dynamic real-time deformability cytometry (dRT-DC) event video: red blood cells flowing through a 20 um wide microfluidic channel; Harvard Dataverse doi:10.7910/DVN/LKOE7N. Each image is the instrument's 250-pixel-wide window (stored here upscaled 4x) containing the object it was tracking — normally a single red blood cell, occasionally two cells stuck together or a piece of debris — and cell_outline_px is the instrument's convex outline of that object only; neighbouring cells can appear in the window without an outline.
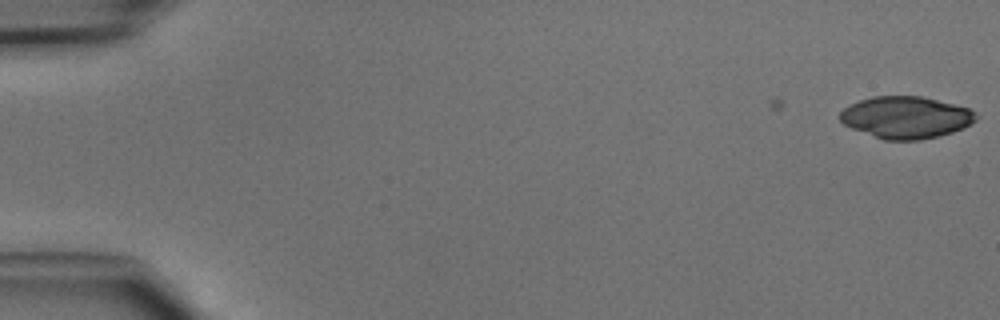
{"species": "common noctule bat (a hibernating species)", "species_latin": "Nyctalus noctula", "temperature_condition": "cold", "stored_images_in_passage": 6, "camera_frame_rate_fps": 3000, "um_per_image_px": 0.085, "animal": {"sex": "male", "body_mass_g": 15.6}, "frame": {"image": 1, "passage_image": 6, "time_ms": 1.667, "image_size_px": [1000, 320], "cell_outline_px": [[980, 116], [972, 124], [964, 128], [952, 132], [920, 140], [884, 140], [852, 128], [844, 124], [840, 120], [840, 112], [844, 108], [860, 100], [872, 96], [924, 96], [968, 108]], "centroid_in_image_um": [77.03, 9.97], "position_along_channel_um": 8.0, "area_um2": 33.23}}